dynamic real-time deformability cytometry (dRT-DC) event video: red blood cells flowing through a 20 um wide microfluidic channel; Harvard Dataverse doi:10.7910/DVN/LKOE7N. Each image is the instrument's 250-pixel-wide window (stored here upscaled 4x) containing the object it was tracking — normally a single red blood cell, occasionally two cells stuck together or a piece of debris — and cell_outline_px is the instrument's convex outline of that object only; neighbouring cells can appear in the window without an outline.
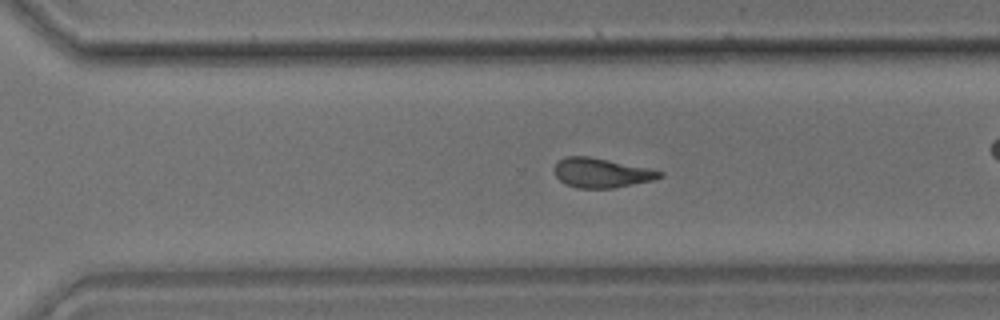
{"species": "common noctule bat (a hibernating species)", "species_latin": "Nyctalus noctula", "temperature_condition": "room temperature", "stored_images_in_passage": 43, "camera_frame_rate_fps": 3000, "um_per_image_px": 0.085, "animal": {"sex": "male", "body_mass_g": 17.9}, "frame": {"image": 1, "passage_image": 36, "time_ms": 11.667, "image_size_px": [1000, 320], "cell_outline_px": [[664, 176], [652, 180], [612, 188], [576, 188], [564, 184], [556, 176], [552, 168], [564, 156], [588, 156], [648, 168], [664, 172]], "centroid_in_image_um": [51.08, 14.69], "position_along_channel_um": 319.5, "area_um2": 18.03}}